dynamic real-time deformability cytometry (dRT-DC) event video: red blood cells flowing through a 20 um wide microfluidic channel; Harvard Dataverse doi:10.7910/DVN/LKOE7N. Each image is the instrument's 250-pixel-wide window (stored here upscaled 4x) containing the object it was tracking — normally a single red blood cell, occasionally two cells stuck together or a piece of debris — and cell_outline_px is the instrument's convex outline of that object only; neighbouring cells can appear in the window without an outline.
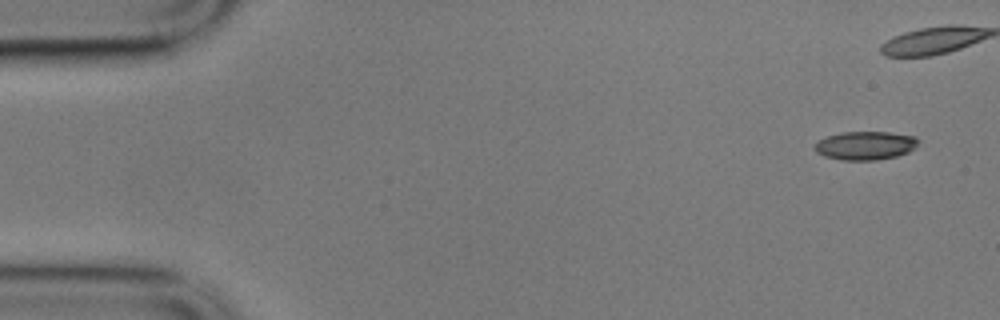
{"species": "common noctule bat (a hibernating species)", "species_latin": "Nyctalus noctula", "temperature_condition": "cold", "stored_images_in_passage": 12, "camera_frame_rate_fps": 3000, "um_per_image_px": 0.085, "animal": {"sex": "male", "body_mass_g": 17.9}, "frame": {"image": 1, "passage_image": 1, "time_ms": 0.0, "image_size_px": [1000, 320], "cell_outline_px": [[920, 140], [908, 152], [896, 156], [876, 160], [840, 160], [824, 156], [816, 152], [812, 148], [820, 140], [828, 136], [840, 132], [888, 132], [916, 136]], "centroid_in_image_um": [73.53, 12.37], "position_along_channel_um": 11.5, "area_um2": 17.17}}